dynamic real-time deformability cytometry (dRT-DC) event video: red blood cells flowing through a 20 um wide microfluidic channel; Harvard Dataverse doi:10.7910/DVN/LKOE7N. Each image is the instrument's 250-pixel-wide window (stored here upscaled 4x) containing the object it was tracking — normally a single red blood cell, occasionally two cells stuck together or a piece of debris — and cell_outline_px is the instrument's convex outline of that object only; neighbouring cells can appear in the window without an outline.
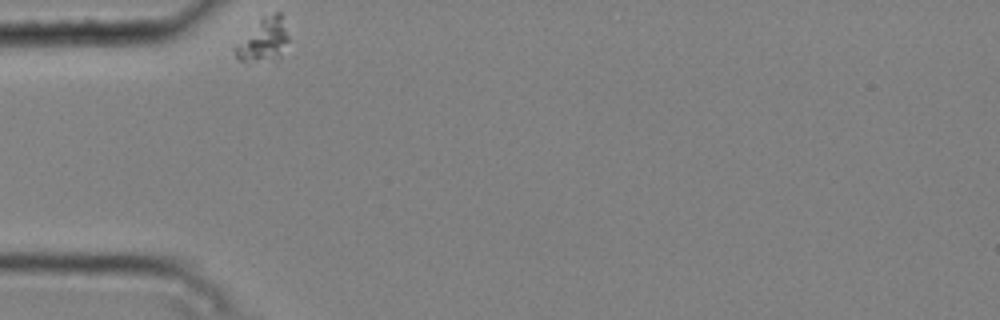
{"species": "common noctule bat (a hibernating species)", "species_latin": "Nyctalus noctula", "temperature_condition": "cold", "stored_images_in_passage": 2, "camera_frame_rate_fps": 3000, "um_per_image_px": 0.085, "animal": {"sex": "male", "body_mass_g": 20.4}, "frame": {"image": 1, "passage_image": 1, "time_ms": 0.0, "image_size_px": [1000, 320], "cell_outline_px": [[288, 40], [280, 60], [240, 60], [236, 56], [236, 48], [260, 16], [276, 12], [280, 12], [288, 36]], "centroid_in_image_um": [22.47, 3.36], "position_along_channel_um": 62.5, "area_um2": 13.01}}